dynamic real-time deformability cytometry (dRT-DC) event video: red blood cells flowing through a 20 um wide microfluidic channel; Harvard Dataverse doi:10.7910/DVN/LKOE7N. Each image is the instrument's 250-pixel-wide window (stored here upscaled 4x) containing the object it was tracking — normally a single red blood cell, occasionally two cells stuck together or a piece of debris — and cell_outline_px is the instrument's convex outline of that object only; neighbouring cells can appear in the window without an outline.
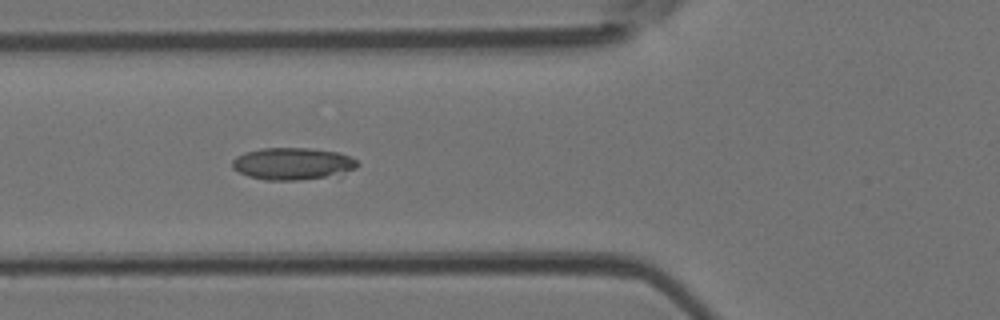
{"species": "Egyptian fruit bat (a non-hibernating species)", "species_latin": "Rousettus aegyptiacus", "temperature_condition": "room temperature", "stored_images_in_passage": 7, "camera_frame_rate_fps": 3000, "um_per_image_px": 0.085, "animal": {"sex": "female"}, "frame": {"image": 1, "passage_image": 5, "time_ms": 1.333, "image_size_px": [1000, 320], "cell_outline_px": [[360, 164], [356, 168], [344, 172], [324, 176], [300, 180], [264, 180], [248, 176], [232, 168], [232, 160], [236, 156], [244, 152], [260, 148], [308, 148], [340, 152], [352, 156]], "centroid_in_image_um": [24.85, 13.9], "position_along_channel_um": 101.0, "area_um2": 23.41}}
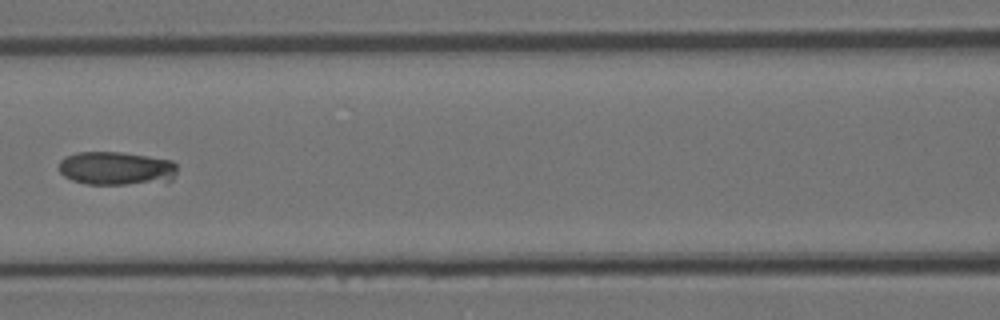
{"frame": {"image": 2, "passage_image": 6, "time_ms": 1.667, "image_size_px": [1000, 320], "cell_outline_px": [[176, 172], [172, 180], [168, 184], [88, 184], [72, 180], [64, 176], [60, 172], [60, 160], [64, 156], [76, 152], [120, 152], [148, 156], [172, 160], [176, 164]], "centroid_in_image_um": [9.94, 14.33], "position_along_channel_um": 156.7, "area_um2": 23.58}}
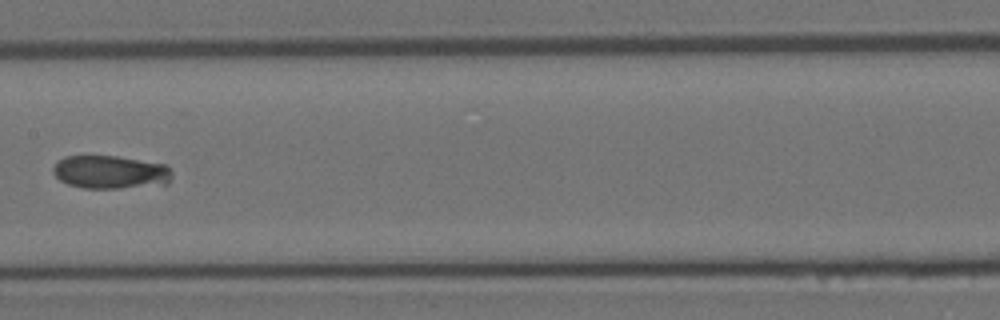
{"frame": {"image": 3, "passage_image": 7, "time_ms": 2.0, "image_size_px": [1000, 320], "cell_outline_px": [[172, 176], [168, 184], [120, 188], [84, 188], [68, 184], [60, 180], [52, 172], [52, 168], [64, 156], [116, 156], [164, 164], [172, 172]], "centroid_in_image_um": [9.39, 14.63], "position_along_channel_um": 198.0, "area_um2": 22.95}}